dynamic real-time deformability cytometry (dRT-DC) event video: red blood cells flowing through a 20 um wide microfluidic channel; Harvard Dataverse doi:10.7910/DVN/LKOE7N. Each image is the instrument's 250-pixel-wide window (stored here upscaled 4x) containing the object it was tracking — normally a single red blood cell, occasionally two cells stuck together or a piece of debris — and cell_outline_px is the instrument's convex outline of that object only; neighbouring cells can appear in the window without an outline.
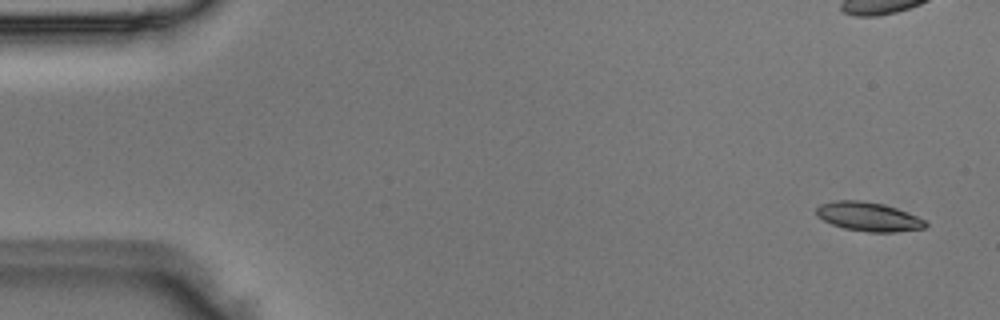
{"species": "Egyptian fruit bat (a non-hibernating species)", "species_latin": "Rousettus aegyptiacus", "temperature_condition": "room temperature", "stored_images_in_passage": 5, "camera_frame_rate_fps": 3000, "um_per_image_px": 0.085, "animal": {"sex": "male"}, "frame": {"image": 1, "passage_image": 1, "time_ms": 0.0, "image_size_px": [1000, 320], "cell_outline_px": [[928, 224], [924, 228], [896, 232], [868, 232], [844, 228], [832, 224], [816, 216], [816, 208], [820, 204], [836, 200], [860, 200], [884, 204], [896, 208], [916, 216], [924, 220]], "centroid_in_image_um": [73.8, 18.41], "position_along_channel_um": 11.2, "area_um2": 18.38}}